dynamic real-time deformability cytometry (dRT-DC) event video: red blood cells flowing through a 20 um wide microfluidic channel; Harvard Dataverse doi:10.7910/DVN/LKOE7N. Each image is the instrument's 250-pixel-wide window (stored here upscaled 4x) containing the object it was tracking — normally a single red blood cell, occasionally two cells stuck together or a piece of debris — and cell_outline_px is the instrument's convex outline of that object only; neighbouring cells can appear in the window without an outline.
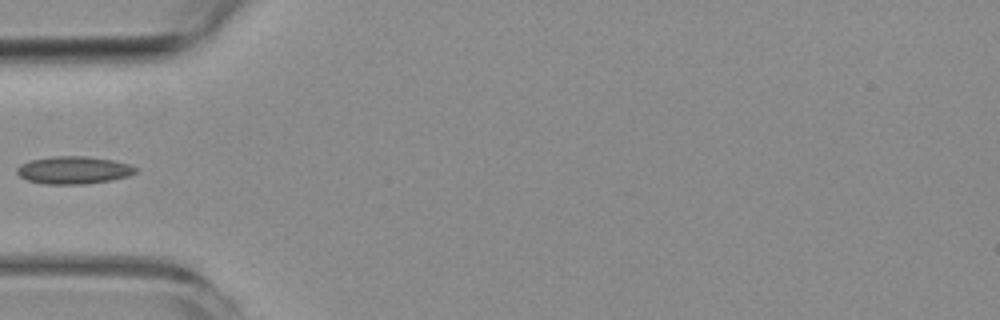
{"species": "common noctule bat (a hibernating species)", "species_latin": "Nyctalus noctula", "temperature_condition": "room temperature", "stored_images_in_passage": 5, "camera_frame_rate_fps": 3000, "um_per_image_px": 0.085, "animal": {"sex": "female", "body_mass_g": 19.3, "forearm_length_mm": 54.1}, "frame": {"image": 1, "passage_image": 5, "time_ms": 4.667, "image_size_px": [1000, 320], "cell_outline_px": [[140, 168], [136, 172], [128, 176], [112, 180], [84, 184], [44, 184], [28, 180], [20, 176], [16, 172], [16, 168], [20, 164], [28, 160], [52, 156], [88, 156], [112, 160], [128, 164]], "centroid_in_image_um": [6.25, 14.45], "position_along_channel_um": 78.7, "area_um2": 19.25}}